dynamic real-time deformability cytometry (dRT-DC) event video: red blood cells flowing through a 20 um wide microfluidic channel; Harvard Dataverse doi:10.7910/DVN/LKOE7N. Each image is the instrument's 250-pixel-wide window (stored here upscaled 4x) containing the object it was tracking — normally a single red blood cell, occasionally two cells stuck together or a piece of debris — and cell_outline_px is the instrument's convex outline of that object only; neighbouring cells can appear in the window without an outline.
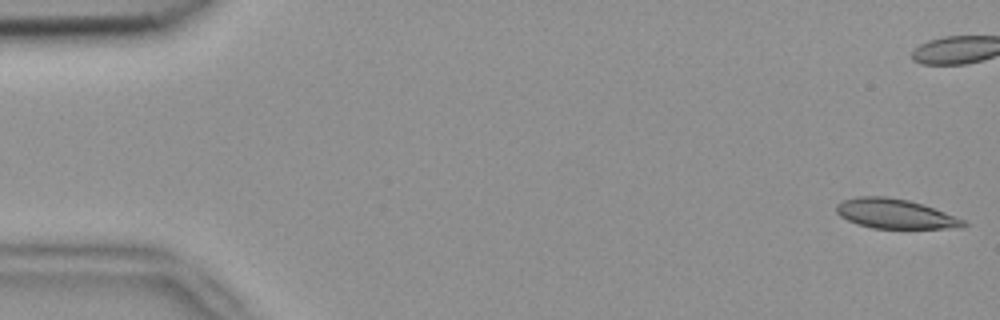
{"species": "common noctule bat (a hibernating species)", "species_latin": "Nyctalus noctula", "temperature_condition": "room temperature", "stored_images_in_passage": 6, "camera_frame_rate_fps": 3000, "um_per_image_px": 0.085, "animal": {"sex": "female", "body_mass_g": 18.4}, "frame": {"image": 1, "passage_image": 1, "time_ms": 0.0, "image_size_px": [1000, 320], "cell_outline_px": [[968, 224], [964, 228], [872, 228], [856, 224], [840, 216], [836, 212], [836, 204], [844, 200], [856, 196], [884, 196], [908, 200], [944, 212], [964, 220]], "centroid_in_image_um": [76.06, 18.17], "position_along_channel_um": 8.9, "area_um2": 21.79}}